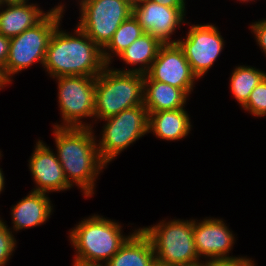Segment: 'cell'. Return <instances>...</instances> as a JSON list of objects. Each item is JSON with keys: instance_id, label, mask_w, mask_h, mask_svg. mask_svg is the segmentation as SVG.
<instances>
[{"instance_id": "4", "label": "cell", "mask_w": 266, "mask_h": 266, "mask_svg": "<svg viewBox=\"0 0 266 266\" xmlns=\"http://www.w3.org/2000/svg\"><path fill=\"white\" fill-rule=\"evenodd\" d=\"M145 74L120 72L107 65L96 77L95 112L105 119L144 103Z\"/></svg>"}, {"instance_id": "11", "label": "cell", "mask_w": 266, "mask_h": 266, "mask_svg": "<svg viewBox=\"0 0 266 266\" xmlns=\"http://www.w3.org/2000/svg\"><path fill=\"white\" fill-rule=\"evenodd\" d=\"M197 79L178 43H167L160 46L144 81L167 83L190 96Z\"/></svg>"}, {"instance_id": "35", "label": "cell", "mask_w": 266, "mask_h": 266, "mask_svg": "<svg viewBox=\"0 0 266 266\" xmlns=\"http://www.w3.org/2000/svg\"><path fill=\"white\" fill-rule=\"evenodd\" d=\"M238 1L249 2V1H254V0H238Z\"/></svg>"}, {"instance_id": "30", "label": "cell", "mask_w": 266, "mask_h": 266, "mask_svg": "<svg viewBox=\"0 0 266 266\" xmlns=\"http://www.w3.org/2000/svg\"><path fill=\"white\" fill-rule=\"evenodd\" d=\"M132 10L141 5L145 0H123Z\"/></svg>"}, {"instance_id": "19", "label": "cell", "mask_w": 266, "mask_h": 266, "mask_svg": "<svg viewBox=\"0 0 266 266\" xmlns=\"http://www.w3.org/2000/svg\"><path fill=\"white\" fill-rule=\"evenodd\" d=\"M189 95L182 89L159 81H144V103L148 112L184 108Z\"/></svg>"}, {"instance_id": "33", "label": "cell", "mask_w": 266, "mask_h": 266, "mask_svg": "<svg viewBox=\"0 0 266 266\" xmlns=\"http://www.w3.org/2000/svg\"><path fill=\"white\" fill-rule=\"evenodd\" d=\"M29 0H0V3H7V2H27Z\"/></svg>"}, {"instance_id": "36", "label": "cell", "mask_w": 266, "mask_h": 266, "mask_svg": "<svg viewBox=\"0 0 266 266\" xmlns=\"http://www.w3.org/2000/svg\"><path fill=\"white\" fill-rule=\"evenodd\" d=\"M72 265L73 266H85V265H80V264H76V263H73Z\"/></svg>"}, {"instance_id": "34", "label": "cell", "mask_w": 266, "mask_h": 266, "mask_svg": "<svg viewBox=\"0 0 266 266\" xmlns=\"http://www.w3.org/2000/svg\"><path fill=\"white\" fill-rule=\"evenodd\" d=\"M151 266H169L164 263H161L155 259V261L151 264Z\"/></svg>"}, {"instance_id": "31", "label": "cell", "mask_w": 266, "mask_h": 266, "mask_svg": "<svg viewBox=\"0 0 266 266\" xmlns=\"http://www.w3.org/2000/svg\"><path fill=\"white\" fill-rule=\"evenodd\" d=\"M176 266H209V260L207 259L206 261H203L202 263L200 262V260H197L195 262L186 263L183 265H176Z\"/></svg>"}, {"instance_id": "24", "label": "cell", "mask_w": 266, "mask_h": 266, "mask_svg": "<svg viewBox=\"0 0 266 266\" xmlns=\"http://www.w3.org/2000/svg\"><path fill=\"white\" fill-rule=\"evenodd\" d=\"M16 239L0 217V266H5L16 248Z\"/></svg>"}, {"instance_id": "21", "label": "cell", "mask_w": 266, "mask_h": 266, "mask_svg": "<svg viewBox=\"0 0 266 266\" xmlns=\"http://www.w3.org/2000/svg\"><path fill=\"white\" fill-rule=\"evenodd\" d=\"M144 31L138 21L131 15L127 20L123 21L112 39L102 49V55L107 65L111 64L112 56L118 55L138 39ZM108 50V51H107ZM112 53V54H111Z\"/></svg>"}, {"instance_id": "2", "label": "cell", "mask_w": 266, "mask_h": 266, "mask_svg": "<svg viewBox=\"0 0 266 266\" xmlns=\"http://www.w3.org/2000/svg\"><path fill=\"white\" fill-rule=\"evenodd\" d=\"M59 27L50 38L43 65L50 77H97L107 66L102 49L77 25L73 35Z\"/></svg>"}, {"instance_id": "28", "label": "cell", "mask_w": 266, "mask_h": 266, "mask_svg": "<svg viewBox=\"0 0 266 266\" xmlns=\"http://www.w3.org/2000/svg\"><path fill=\"white\" fill-rule=\"evenodd\" d=\"M167 7H185V0H150Z\"/></svg>"}, {"instance_id": "29", "label": "cell", "mask_w": 266, "mask_h": 266, "mask_svg": "<svg viewBox=\"0 0 266 266\" xmlns=\"http://www.w3.org/2000/svg\"><path fill=\"white\" fill-rule=\"evenodd\" d=\"M10 83L11 81L6 77L3 67L0 65V90Z\"/></svg>"}, {"instance_id": "1", "label": "cell", "mask_w": 266, "mask_h": 266, "mask_svg": "<svg viewBox=\"0 0 266 266\" xmlns=\"http://www.w3.org/2000/svg\"><path fill=\"white\" fill-rule=\"evenodd\" d=\"M53 129L56 155L67 182L78 186L86 198L93 196L96 179L107 166L99 156L93 127Z\"/></svg>"}, {"instance_id": "17", "label": "cell", "mask_w": 266, "mask_h": 266, "mask_svg": "<svg viewBox=\"0 0 266 266\" xmlns=\"http://www.w3.org/2000/svg\"><path fill=\"white\" fill-rule=\"evenodd\" d=\"M148 113V133L162 140H181L190 133L192 124L185 108Z\"/></svg>"}, {"instance_id": "5", "label": "cell", "mask_w": 266, "mask_h": 266, "mask_svg": "<svg viewBox=\"0 0 266 266\" xmlns=\"http://www.w3.org/2000/svg\"><path fill=\"white\" fill-rule=\"evenodd\" d=\"M65 6L58 3L34 27L26 29L18 36L10 38L9 55L4 73L12 82L14 74L25 70L36 62H45L46 51L50 38L58 25L61 24Z\"/></svg>"}, {"instance_id": "15", "label": "cell", "mask_w": 266, "mask_h": 266, "mask_svg": "<svg viewBox=\"0 0 266 266\" xmlns=\"http://www.w3.org/2000/svg\"><path fill=\"white\" fill-rule=\"evenodd\" d=\"M27 2L0 3V34L7 38L18 36L26 29L34 27L48 13L40 9L37 4Z\"/></svg>"}, {"instance_id": "14", "label": "cell", "mask_w": 266, "mask_h": 266, "mask_svg": "<svg viewBox=\"0 0 266 266\" xmlns=\"http://www.w3.org/2000/svg\"><path fill=\"white\" fill-rule=\"evenodd\" d=\"M29 169L36 188V192H60L70 189L72 186L67 182L63 168L56 153L42 140H38L29 159Z\"/></svg>"}, {"instance_id": "10", "label": "cell", "mask_w": 266, "mask_h": 266, "mask_svg": "<svg viewBox=\"0 0 266 266\" xmlns=\"http://www.w3.org/2000/svg\"><path fill=\"white\" fill-rule=\"evenodd\" d=\"M185 39H178L192 72L202 78L224 48V39L214 24L191 25Z\"/></svg>"}, {"instance_id": "27", "label": "cell", "mask_w": 266, "mask_h": 266, "mask_svg": "<svg viewBox=\"0 0 266 266\" xmlns=\"http://www.w3.org/2000/svg\"><path fill=\"white\" fill-rule=\"evenodd\" d=\"M10 38L0 34V65L4 68L9 55Z\"/></svg>"}, {"instance_id": "13", "label": "cell", "mask_w": 266, "mask_h": 266, "mask_svg": "<svg viewBox=\"0 0 266 266\" xmlns=\"http://www.w3.org/2000/svg\"><path fill=\"white\" fill-rule=\"evenodd\" d=\"M223 220L213 217L200 222L193 219V234L196 252L204 259H232L229 256L235 243V237Z\"/></svg>"}, {"instance_id": "25", "label": "cell", "mask_w": 266, "mask_h": 266, "mask_svg": "<svg viewBox=\"0 0 266 266\" xmlns=\"http://www.w3.org/2000/svg\"><path fill=\"white\" fill-rule=\"evenodd\" d=\"M250 28L251 32L254 33L257 44L266 55V19L252 22Z\"/></svg>"}, {"instance_id": "23", "label": "cell", "mask_w": 266, "mask_h": 266, "mask_svg": "<svg viewBox=\"0 0 266 266\" xmlns=\"http://www.w3.org/2000/svg\"><path fill=\"white\" fill-rule=\"evenodd\" d=\"M242 108L253 116H266V77L252 90Z\"/></svg>"}, {"instance_id": "32", "label": "cell", "mask_w": 266, "mask_h": 266, "mask_svg": "<svg viewBox=\"0 0 266 266\" xmlns=\"http://www.w3.org/2000/svg\"><path fill=\"white\" fill-rule=\"evenodd\" d=\"M2 154H1V151H0V158L2 157L1 156ZM5 178H4V174H3V171H2V169L0 168V194H1V192L3 191V189H4V183H5Z\"/></svg>"}, {"instance_id": "18", "label": "cell", "mask_w": 266, "mask_h": 266, "mask_svg": "<svg viewBox=\"0 0 266 266\" xmlns=\"http://www.w3.org/2000/svg\"><path fill=\"white\" fill-rule=\"evenodd\" d=\"M155 259L151 240L139 228L103 266H151Z\"/></svg>"}, {"instance_id": "20", "label": "cell", "mask_w": 266, "mask_h": 266, "mask_svg": "<svg viewBox=\"0 0 266 266\" xmlns=\"http://www.w3.org/2000/svg\"><path fill=\"white\" fill-rule=\"evenodd\" d=\"M162 43L149 33L142 34L130 46L122 51L118 56L128 65H138V68L123 70L116 69L120 72H134L146 74L153 61L156 59L158 50ZM140 65V66H139Z\"/></svg>"}, {"instance_id": "12", "label": "cell", "mask_w": 266, "mask_h": 266, "mask_svg": "<svg viewBox=\"0 0 266 266\" xmlns=\"http://www.w3.org/2000/svg\"><path fill=\"white\" fill-rule=\"evenodd\" d=\"M185 7H167L145 0L141 5L132 10V15L141 25L144 33H149L157 38L162 44L177 43L171 40L175 29L186 23Z\"/></svg>"}, {"instance_id": "9", "label": "cell", "mask_w": 266, "mask_h": 266, "mask_svg": "<svg viewBox=\"0 0 266 266\" xmlns=\"http://www.w3.org/2000/svg\"><path fill=\"white\" fill-rule=\"evenodd\" d=\"M77 26L101 49L112 39L120 24L132 15L123 0H82Z\"/></svg>"}, {"instance_id": "26", "label": "cell", "mask_w": 266, "mask_h": 266, "mask_svg": "<svg viewBox=\"0 0 266 266\" xmlns=\"http://www.w3.org/2000/svg\"><path fill=\"white\" fill-rule=\"evenodd\" d=\"M209 266H256V264L246 256H238L232 259H209Z\"/></svg>"}, {"instance_id": "7", "label": "cell", "mask_w": 266, "mask_h": 266, "mask_svg": "<svg viewBox=\"0 0 266 266\" xmlns=\"http://www.w3.org/2000/svg\"><path fill=\"white\" fill-rule=\"evenodd\" d=\"M102 136L97 141L101 160L108 165L133 142L148 133L149 113L142 104L103 119Z\"/></svg>"}, {"instance_id": "3", "label": "cell", "mask_w": 266, "mask_h": 266, "mask_svg": "<svg viewBox=\"0 0 266 266\" xmlns=\"http://www.w3.org/2000/svg\"><path fill=\"white\" fill-rule=\"evenodd\" d=\"M121 231L118 222L100 215L81 220L69 233V240L76 251L73 263L103 266L133 234L125 236Z\"/></svg>"}, {"instance_id": "6", "label": "cell", "mask_w": 266, "mask_h": 266, "mask_svg": "<svg viewBox=\"0 0 266 266\" xmlns=\"http://www.w3.org/2000/svg\"><path fill=\"white\" fill-rule=\"evenodd\" d=\"M140 229L151 240L157 261L176 266L201 260L195 249L193 220H162Z\"/></svg>"}, {"instance_id": "16", "label": "cell", "mask_w": 266, "mask_h": 266, "mask_svg": "<svg viewBox=\"0 0 266 266\" xmlns=\"http://www.w3.org/2000/svg\"><path fill=\"white\" fill-rule=\"evenodd\" d=\"M11 208L12 229L17 232L23 228H32L45 224L53 211L48 195L36 191H31Z\"/></svg>"}, {"instance_id": "22", "label": "cell", "mask_w": 266, "mask_h": 266, "mask_svg": "<svg viewBox=\"0 0 266 266\" xmlns=\"http://www.w3.org/2000/svg\"><path fill=\"white\" fill-rule=\"evenodd\" d=\"M230 77L231 93L242 107L252 90L266 77V73L255 67L240 65L234 68Z\"/></svg>"}, {"instance_id": "8", "label": "cell", "mask_w": 266, "mask_h": 266, "mask_svg": "<svg viewBox=\"0 0 266 266\" xmlns=\"http://www.w3.org/2000/svg\"><path fill=\"white\" fill-rule=\"evenodd\" d=\"M55 79L58 83V103L62 123L53 127L92 128L93 125L81 119L95 118L96 77L60 76Z\"/></svg>"}]
</instances>
